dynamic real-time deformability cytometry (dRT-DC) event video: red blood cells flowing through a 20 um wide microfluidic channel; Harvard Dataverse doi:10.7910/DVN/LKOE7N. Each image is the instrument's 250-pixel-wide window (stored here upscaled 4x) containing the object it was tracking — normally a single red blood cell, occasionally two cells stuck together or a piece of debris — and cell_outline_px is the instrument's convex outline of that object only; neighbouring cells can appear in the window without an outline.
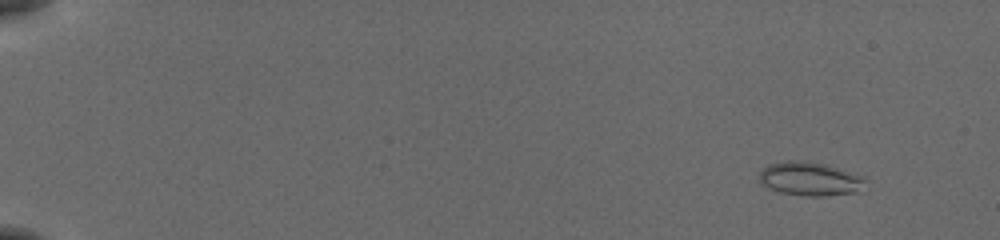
{"species": "common noctule bat (a hibernating species)", "species_latin": "Nyctalus noctula", "temperature_condition": "cold", "stored_images_in_passage": 51, "camera_frame_rate_fps": 3000, "um_per_image_px": 0.085, "animal": {"sex": "female", "body_mass_g": 19.5, "forearm_length_mm": 54.1}, "frame": {"image": 1, "passage_image": 1, "time_ms": 0.0, "image_size_px": [1000, 240], "cell_outline_px": [[864, 180], [860, 192], [824, 196], [804, 196], [780, 192], [768, 188], [760, 184], [760, 172], [768, 164], [788, 160], [792, 160], [824, 164], [864, 176]], "centroid_in_image_um": [68.82, 15.22], "position_along_channel_um": 16.2, "area_um2": 20.69}}
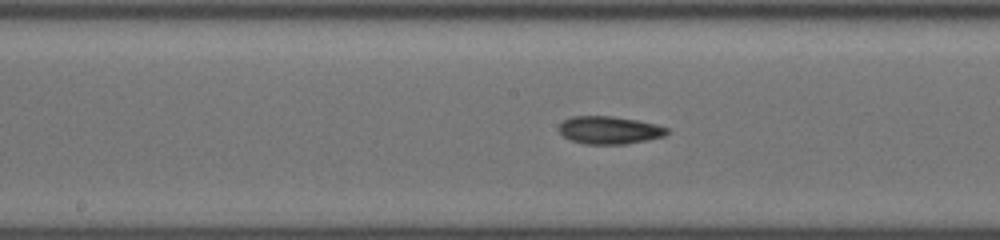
{"frame": {"image": 2, "passage_image": 27, "time_ms": 8.667, "image_size_px": [1000, 240], "cell_outline_px": [[668, 132], [664, 136], [648, 140], [624, 144], [584, 144], [572, 140], [564, 136], [560, 132], [560, 124], [564, 120], [572, 116], [612, 116], [636, 120], [656, 124], [668, 128]], "centroid_in_image_um": [51.81, 11.06], "position_along_channel_um": 196.4, "area_um2": 17.34}}
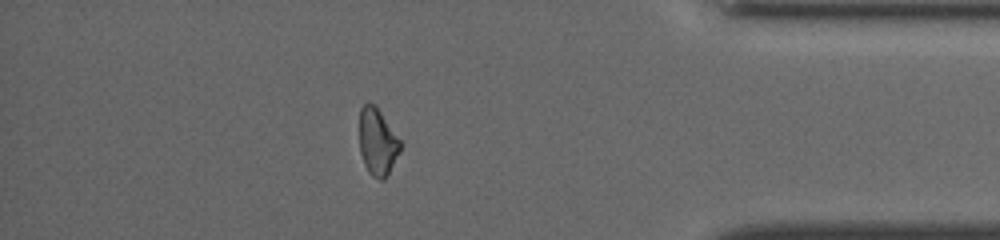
{"frame": {"image": 3, "passage_image": 45, "time_ms": 14.667, "image_size_px": [1000, 240], "cell_outline_px": [[400, 152], [384, 180], [380, 180], [372, 176], [368, 172], [364, 164], [360, 152], [360, 108], [364, 104], [372, 104], [380, 112], [400, 140]], "centroid_in_image_um": [32.07, 12.11], "position_along_channel_um": 403.1, "area_um2": 15.61}, "authors_computed_cell_mechanics": {"area_um2": 17.34, "velocity_mm_per_s": 3.8852, "shape_relaxation_time_tau1_ms": 5.0693, "shape_relaxation_time_tau2_ms": 6.2116, "deformation_change_tau1": 0.1179, "deformation_change_tau2": 0.1261}}